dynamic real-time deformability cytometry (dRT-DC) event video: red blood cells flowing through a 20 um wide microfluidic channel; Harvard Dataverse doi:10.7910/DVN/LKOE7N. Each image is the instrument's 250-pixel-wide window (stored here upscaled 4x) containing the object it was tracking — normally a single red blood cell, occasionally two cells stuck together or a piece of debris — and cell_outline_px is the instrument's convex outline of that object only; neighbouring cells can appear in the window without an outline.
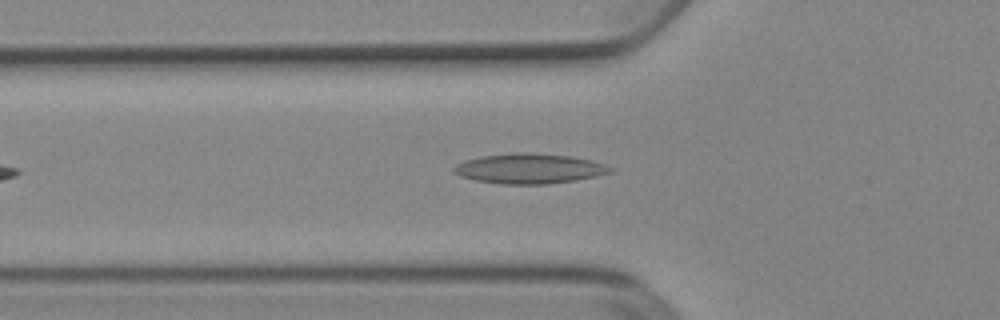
{"species": "Egyptian fruit bat (a non-hibernating species)", "species_latin": "Rousettus aegyptiacus", "temperature_condition": "cold", "stored_images_in_passage": 33, "camera_frame_rate_fps": 3000, "um_per_image_px": 0.085, "animal": {"sex": "female"}, "frame": {"image": 1, "passage_image": 2, "time_ms": 0.333, "image_size_px": [1000, 320], "cell_outline_px": [[616, 168], [612, 172], [596, 176], [576, 180], [548, 184], [504, 184], [476, 180], [460, 176], [452, 172], [452, 168], [456, 164], [464, 160], [480, 156], [516, 152], [524, 152], [572, 156], [592, 160]], "centroid_in_image_um": [45.0, 14.32], "position_along_channel_um": 80.8, "area_um2": 27.57}}
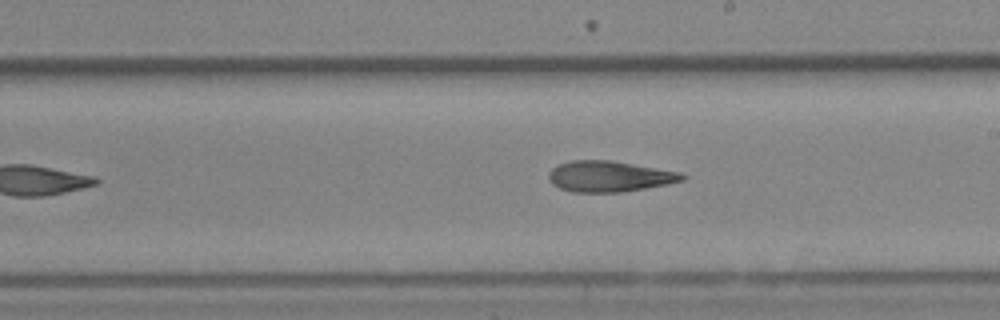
{"frame": {"image": 2, "passage_image": 14, "time_ms": 4.333, "image_size_px": [1000, 320], "cell_outline_px": [[688, 176], [684, 180], [668, 184], [620, 192], [572, 192], [560, 188], [552, 184], [548, 176], [548, 172], [552, 168], [560, 164], [572, 160], [612, 160], [680, 172]], "centroid_in_image_um": [51.8, 14.99], "position_along_channel_um": 237.2, "area_um2": 23.99}}
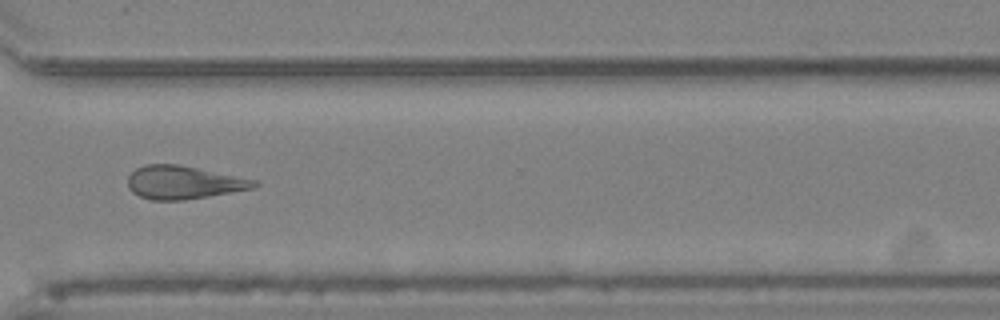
{"frame": {"image": 3, "passage_image": 23, "time_ms": 7.333, "image_size_px": [1000, 320], "cell_outline_px": [[260, 184], [256, 188], [184, 200], [152, 200], [140, 196], [132, 192], [128, 188], [128, 176], [136, 168], [144, 164], [176, 164], [256, 180]], "centroid_in_image_um": [15.59, 15.51], "position_along_channel_um": 355.0, "area_um2": 24.28}}